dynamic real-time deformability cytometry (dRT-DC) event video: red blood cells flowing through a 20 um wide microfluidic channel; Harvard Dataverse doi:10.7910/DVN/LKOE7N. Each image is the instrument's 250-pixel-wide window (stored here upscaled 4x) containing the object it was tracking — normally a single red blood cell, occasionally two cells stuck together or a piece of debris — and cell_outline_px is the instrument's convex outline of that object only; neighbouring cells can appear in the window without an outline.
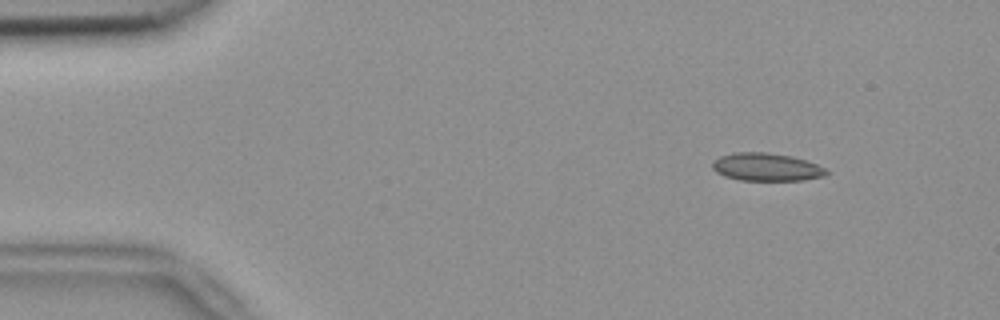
{"species": "common noctule bat (a hibernating species)", "species_latin": "Nyctalus noctula", "temperature_condition": "room temperature", "stored_images_in_passage": 49, "camera_frame_rate_fps": 3000, "um_per_image_px": 0.085, "animal": {"sex": "female", "body_mass_g": 18.4}, "frame": {"image": 1, "passage_image": 2, "time_ms": 0.333, "image_size_px": [1000, 320], "cell_outline_px": [[828, 172], [824, 176], [804, 180], [740, 180], [724, 176], [716, 172], [712, 168], [712, 164], [720, 156], [732, 152], [768, 152], [792, 156], [816, 164], [824, 168]], "centroid_in_image_um": [65.12, 14.19], "position_along_channel_um": 19.9, "area_um2": 18.44}}
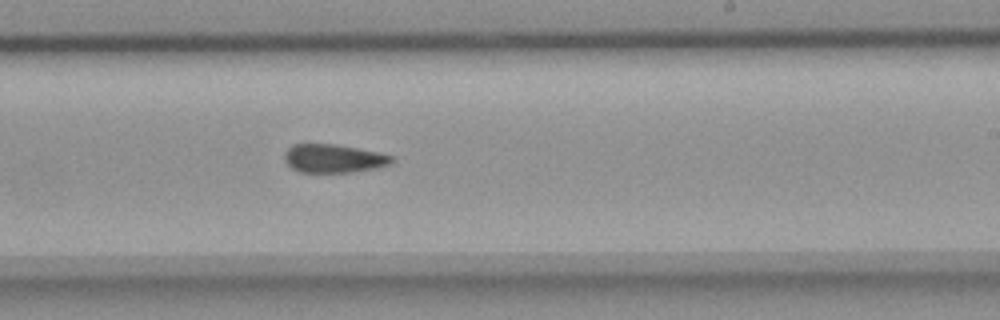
{"frame": {"image": 2, "passage_image": 28, "time_ms": 9.0, "image_size_px": [1000, 320], "cell_outline_px": [[396, 160], [392, 164], [376, 168], [352, 172], [300, 172], [292, 168], [284, 160], [284, 152], [292, 144], [336, 144], [380, 152], [392, 156]], "centroid_in_image_um": [28.39, 13.46], "position_along_channel_um": 260.6, "area_um2": 17.98}}
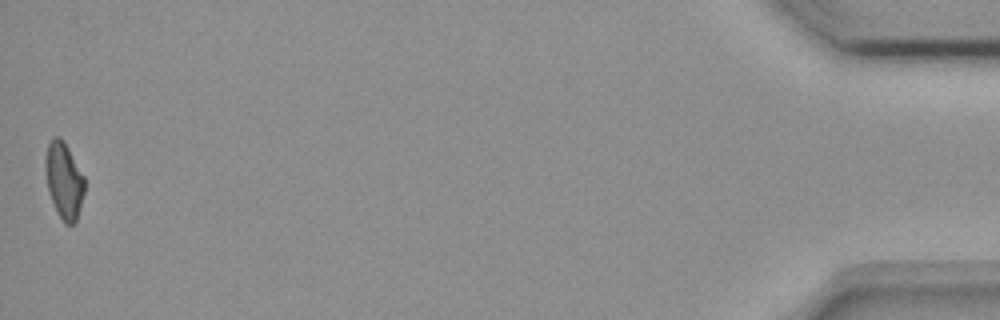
{"frame": {"image": 3, "passage_image": 49, "time_ms": 16.0, "image_size_px": [1000, 320], "cell_outline_px": [[84, 192], [76, 220], [72, 224], [64, 224], [52, 200], [48, 188], [44, 168], [44, 160], [48, 144], [52, 136], [60, 136], [64, 140], [84, 176]], "centroid_in_image_um": [5.42, 15.27], "position_along_channel_um": 429.8, "area_um2": 17.28}, "authors_computed_cell_mechanics": {"area_um2": 18.2648, "velocity_mm_per_s": 3.7709, "shape_relaxation_time_tau1_ms": null, "shape_relaxation_time_tau2_ms": 2.8016, "deformation_change_tau1": null, "deformation_change_tau2": 0.099}}